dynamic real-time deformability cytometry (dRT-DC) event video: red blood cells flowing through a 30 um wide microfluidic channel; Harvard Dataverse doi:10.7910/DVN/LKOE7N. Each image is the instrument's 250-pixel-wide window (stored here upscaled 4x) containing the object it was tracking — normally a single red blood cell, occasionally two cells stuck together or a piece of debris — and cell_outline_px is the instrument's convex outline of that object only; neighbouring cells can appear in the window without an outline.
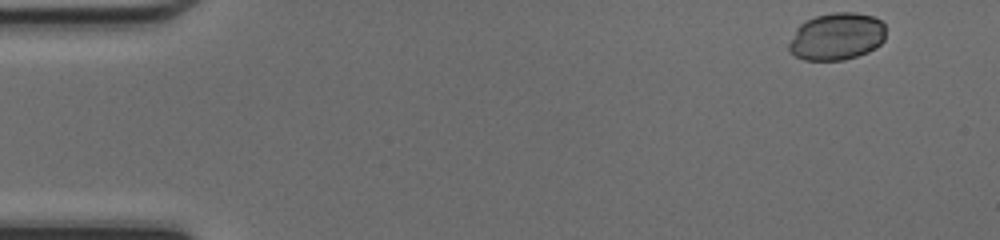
{"species": "common noctule bat (a hibernating species)", "species_latin": "Nyctalus noctula", "temperature_condition": "cold", "stored_images_in_passage": 46, "camera_frame_rate_fps": 3000, "um_per_image_px": 0.085, "animal": {"sex": "female", "body_mass_g": 17.0, "forearm_length_mm": 48.0}, "frame": {"image": 1, "passage_image": 1, "time_ms": 0.0, "image_size_px": [1000, 240], "cell_outline_px": [[884, 40], [876, 48], [868, 52], [844, 60], [804, 60], [796, 56], [788, 48], [788, 44], [796, 28], [804, 20], [816, 16], [832, 12], [856, 12], [872, 16], [880, 20], [884, 24]], "centroid_in_image_um": [71.11, 3.09], "position_along_channel_um": 13.9, "area_um2": 26.82}}
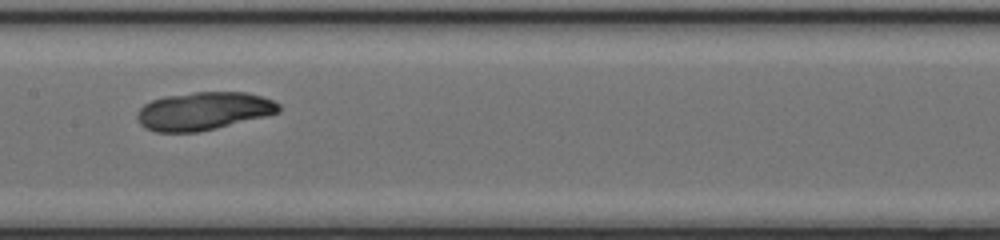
{"frame": {"image": 2, "passage_image": 22, "time_ms": 7.0, "image_size_px": [1000, 240], "cell_outline_px": [[280, 112], [268, 116], [216, 128], [196, 132], [156, 132], [140, 124], [136, 116], [140, 108], [144, 104], [152, 100], [164, 96], [196, 92], [244, 92], [260, 96], [272, 100], [280, 104]], "centroid_in_image_um": [17.31, 9.44], "position_along_channel_um": 190.1, "area_um2": 31.33}}
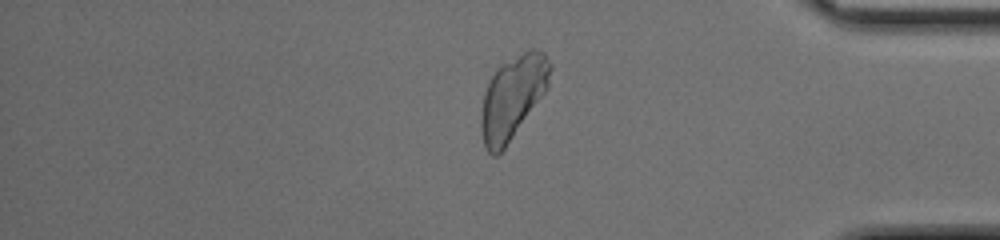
{"frame": {"image": 3, "passage_image": 38, "time_ms": 12.333, "image_size_px": [1000, 240], "cell_outline_px": [[552, 68], [548, 88], [504, 148], [496, 156], [492, 156], [484, 148], [480, 124], [480, 120], [484, 92], [492, 76], [504, 64], [524, 52], [532, 48], [536, 48], [544, 52], [552, 64]], "centroid_in_image_um": [43.59, 8.28], "position_along_channel_um": 391.6, "area_um2": 32.89}}